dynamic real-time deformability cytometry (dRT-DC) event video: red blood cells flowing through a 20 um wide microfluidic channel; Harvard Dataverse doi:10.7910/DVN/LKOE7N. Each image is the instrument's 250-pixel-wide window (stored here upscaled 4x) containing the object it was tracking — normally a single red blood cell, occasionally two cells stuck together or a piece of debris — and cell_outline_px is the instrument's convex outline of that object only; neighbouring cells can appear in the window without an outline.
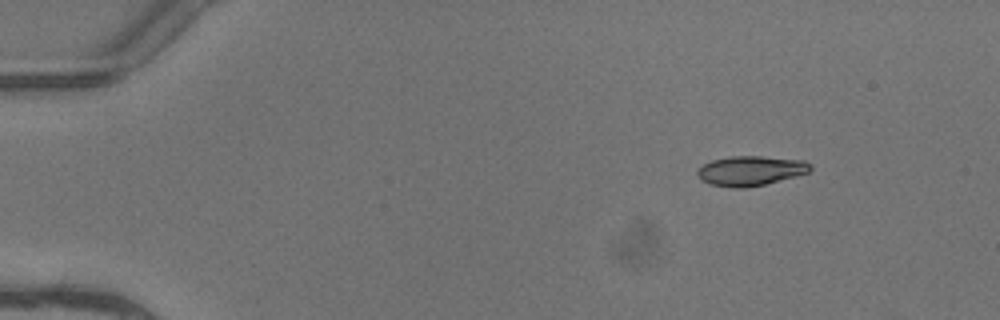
{"species": "common noctule bat (a hibernating species)", "species_latin": "Nyctalus noctula", "temperature_condition": "warm", "stored_images_in_passage": 6, "segment_of_instrument_passage": [2, 2], "camera_frame_rate_fps": 3000, "um_per_image_px": 0.085, "animal": {"sex": "female"}, "frame": {"image": 1, "passage_image": 6, "time_ms": 1.667, "image_size_px": [1000, 320], "cell_outline_px": [[812, 168], [808, 172], [796, 176], [764, 184], [744, 188], [732, 188], [708, 184], [700, 180], [696, 172], [704, 164], [712, 160], [732, 156], [760, 156], [804, 160], [812, 164]], "centroid_in_image_um": [63.79, 14.52], "position_along_channel_um": 21.2, "area_um2": 19.59}}